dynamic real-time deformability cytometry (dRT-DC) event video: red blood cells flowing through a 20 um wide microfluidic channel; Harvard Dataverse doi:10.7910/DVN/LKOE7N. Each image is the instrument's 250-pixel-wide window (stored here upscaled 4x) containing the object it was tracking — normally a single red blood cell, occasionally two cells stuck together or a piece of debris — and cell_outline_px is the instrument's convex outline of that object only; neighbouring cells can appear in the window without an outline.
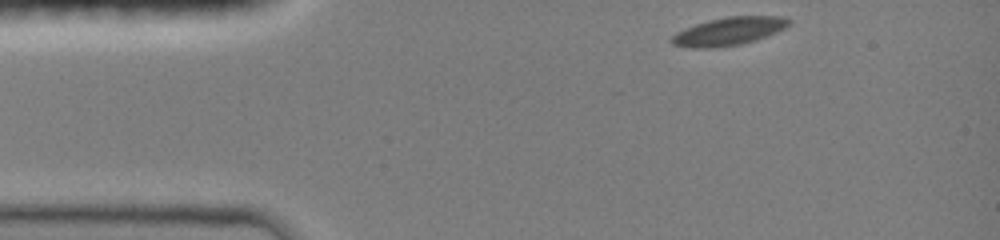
{"species": "common noctule bat (a hibernating species)", "species_latin": "Nyctalus noctula", "temperature_condition": "room temperature", "stored_images_in_passage": 38, "camera_frame_rate_fps": 3000, "um_per_image_px": 0.085, "animal": {"sex": "female", "body_mass_g": 19.0, "forearm_length_mm": 51.5}, "frame": {"image": 1, "passage_image": 1, "time_ms": 0.0, "image_size_px": [1000, 240], "cell_outline_px": [[792, 20], [784, 28], [776, 32], [756, 40], [740, 44], [712, 48], [688, 48], [672, 44], [668, 40], [676, 32], [696, 24], [708, 20], [728, 16], [784, 16]], "centroid_in_image_um": [61.92, 2.66], "position_along_channel_um": 23.1, "area_um2": 19.19}}
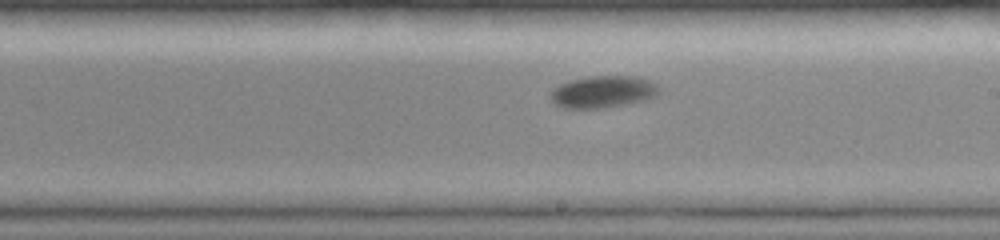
{"frame": {"image": 2, "passage_image": 22, "time_ms": 7.0, "image_size_px": [1000, 240], "cell_outline_px": [[660, 88], [648, 100], [604, 108], [564, 108], [556, 104], [548, 96], [552, 88], [560, 84], [572, 80], [592, 76], [636, 76], [648, 80], [656, 84]], "centroid_in_image_um": [51.22, 7.81], "position_along_channel_um": 237.8, "area_um2": 20.17}}
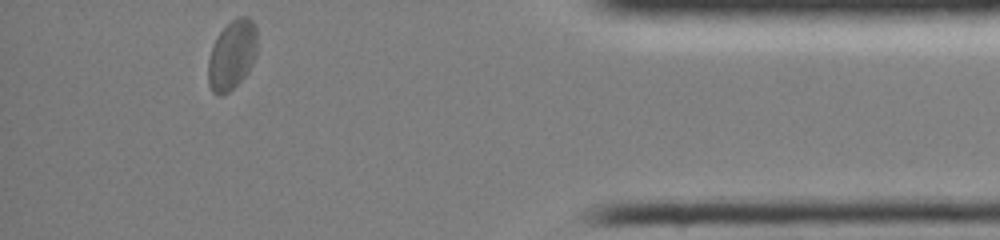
{"frame": {"image": 3, "passage_image": 38, "time_ms": 12.333, "image_size_px": [1000, 240], "cell_outline_px": [[256, 56], [248, 72], [228, 92], [220, 96], [212, 92], [208, 84], [208, 60], [212, 48], [220, 32], [236, 16], [248, 16], [256, 24]], "centroid_in_image_um": [19.73, 4.66], "position_along_channel_um": 415.5, "area_um2": 19.77}, "authors_computed_cell_mechanics": {"area_um2": 19.5942, "velocity_mm_per_s": 3.9236, "shape_relaxation_time_tau1_ms": 2.8974, "shape_relaxation_time_tau2_ms": null, "deformation_change_tau1": 0.0717, "deformation_change_tau2": null}}